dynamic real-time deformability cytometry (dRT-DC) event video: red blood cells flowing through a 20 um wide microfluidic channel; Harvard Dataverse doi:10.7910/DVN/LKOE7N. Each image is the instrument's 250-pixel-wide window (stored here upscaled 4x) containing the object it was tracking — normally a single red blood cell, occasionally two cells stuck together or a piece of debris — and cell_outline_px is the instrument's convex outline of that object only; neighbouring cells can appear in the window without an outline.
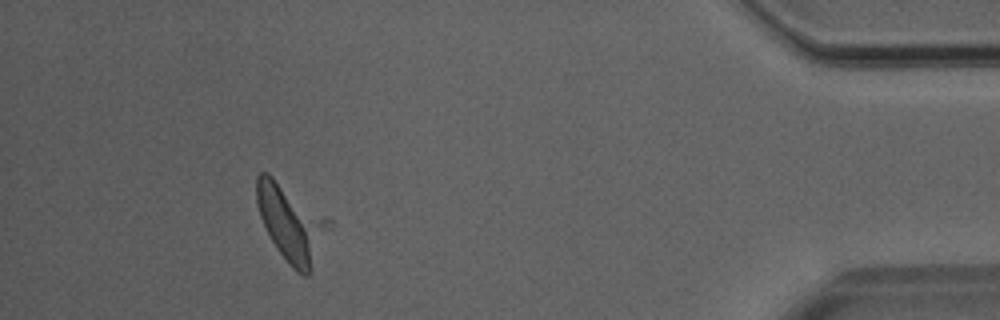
{"species": "Egyptian fruit bat (a non-hibernating species)", "species_latin": "Rousettus aegyptiacus", "temperature_condition": "room temperature", "stored_images_in_passage": 43, "camera_frame_rate_fps": 3000, "um_per_image_px": 0.085, "animal": {"sex": "male"}, "frame": {"image": 1, "passage_image": 39, "time_ms": 12.667, "image_size_px": [1000, 320], "cell_outline_px": [[332, 224], [312, 268], [308, 276], [304, 276], [296, 272], [292, 268], [280, 252], [272, 240], [260, 216], [256, 204], [256, 176], [260, 172], [268, 172], [332, 220]], "centroid_in_image_um": [24.76, 18.93], "position_along_channel_um": 410.4, "area_um2": 32.02}}